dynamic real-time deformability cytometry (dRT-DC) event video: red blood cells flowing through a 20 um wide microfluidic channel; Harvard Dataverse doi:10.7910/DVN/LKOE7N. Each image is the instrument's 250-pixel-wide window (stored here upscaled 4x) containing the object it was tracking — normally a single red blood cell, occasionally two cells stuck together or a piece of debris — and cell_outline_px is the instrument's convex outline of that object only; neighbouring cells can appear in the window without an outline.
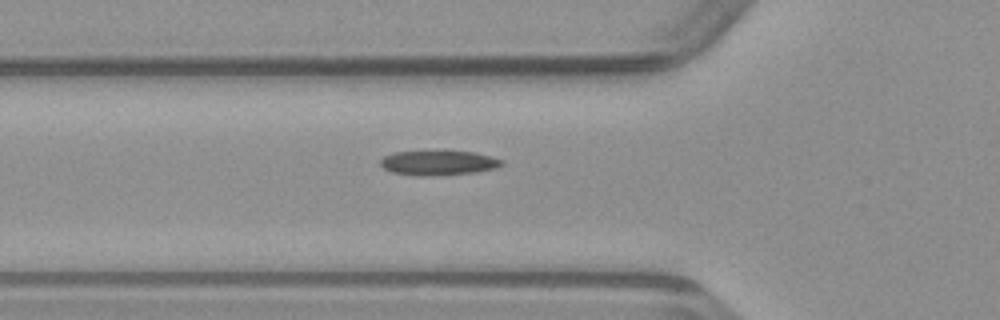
{"species": "common noctule bat (a hibernating species)", "species_latin": "Nyctalus noctula", "temperature_condition": "warm", "stored_images_in_passage": 35, "camera_frame_rate_fps": 3000, "um_per_image_px": 0.085, "animal": {"sex": "male", "body_mass_g": 23.1, "forearm_length_mm": 52.7}, "frame": {"image": 1, "passage_image": 5, "time_ms": 1.333, "image_size_px": [1000, 320], "cell_outline_px": [[504, 164], [496, 168], [476, 172], [432, 176], [416, 176], [392, 172], [384, 168], [380, 164], [380, 160], [384, 156], [392, 152], [472, 152], [492, 156], [504, 160]], "centroid_in_image_um": [37.28, 13.86], "position_along_channel_um": 88.5, "area_um2": 17.34}}
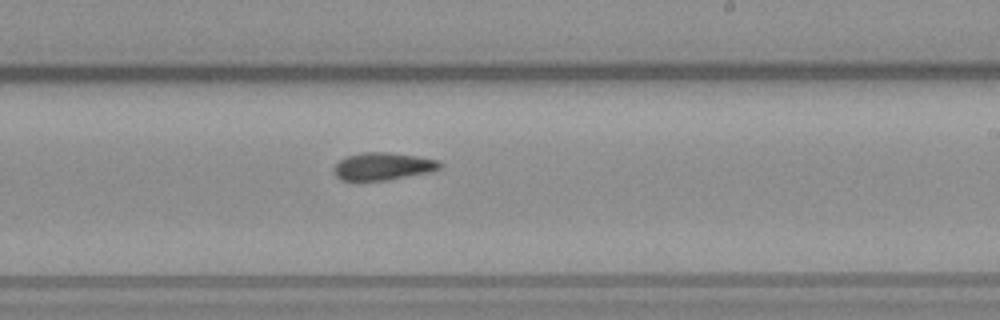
{"frame": {"image": 2, "passage_image": 17, "time_ms": 5.333, "image_size_px": [1000, 320], "cell_outline_px": [[444, 164], [440, 168], [428, 172], [384, 180], [340, 180], [336, 176], [332, 168], [340, 160], [348, 156], [364, 152], [388, 152], [416, 156], [440, 160]], "centroid_in_image_um": [32.55, 14.13], "position_along_channel_um": 256.5, "area_um2": 16.82}}
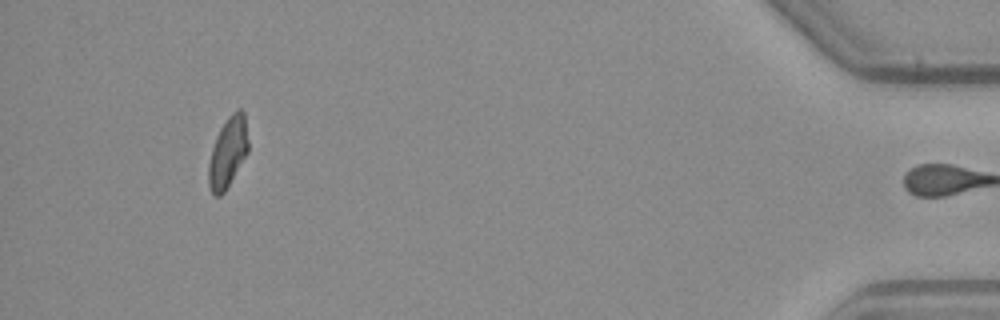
{"frame": {"image": 3, "passage_image": 34, "time_ms": 11.0, "image_size_px": [1000, 320], "cell_outline_px": [[248, 152], [224, 192], [220, 196], [216, 196], [212, 192], [208, 184], [208, 164], [212, 148], [216, 136], [220, 128], [228, 116], [236, 108], [240, 108], [244, 112], [248, 140]], "centroid_in_image_um": [19.36, 12.92], "position_along_channel_um": 415.8, "area_um2": 16.24}}